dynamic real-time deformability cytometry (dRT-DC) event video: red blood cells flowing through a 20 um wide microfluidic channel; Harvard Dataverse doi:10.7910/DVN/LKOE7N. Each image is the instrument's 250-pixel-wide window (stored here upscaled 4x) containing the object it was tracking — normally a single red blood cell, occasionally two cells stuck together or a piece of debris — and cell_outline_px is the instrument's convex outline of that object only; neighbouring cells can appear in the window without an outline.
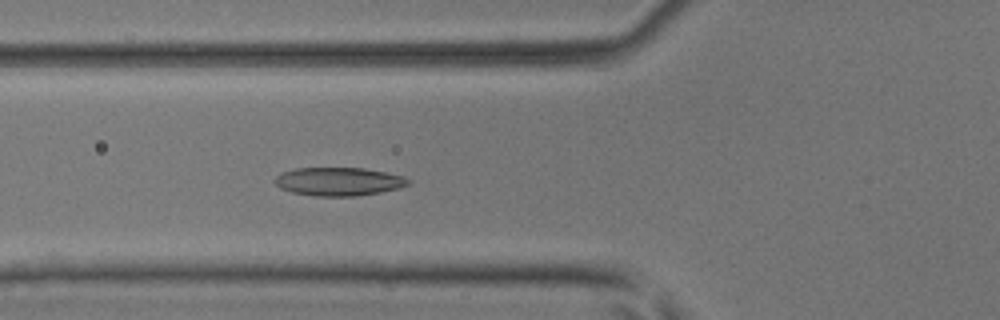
{"species": "common noctule bat (a hibernating species)", "species_latin": "Nyctalus noctula", "temperature_condition": "room temperature", "stored_images_in_passage": 36, "camera_frame_rate_fps": 3000, "um_per_image_px": 0.085, "animal": {"sex": "male", "body_mass_g": 17.9, "forearm_length_mm": 54.2}, "frame": {"image": 1, "passage_image": 9, "time_ms": 2.667, "image_size_px": [1000, 320], "cell_outline_px": [[412, 180], [408, 184], [400, 188], [380, 192], [356, 196], [316, 196], [292, 192], [280, 188], [272, 180], [280, 172], [296, 168], [364, 168], [404, 176]], "centroid_in_image_um": [28.77, 15.43], "position_along_channel_um": 97.0, "area_um2": 22.14}}
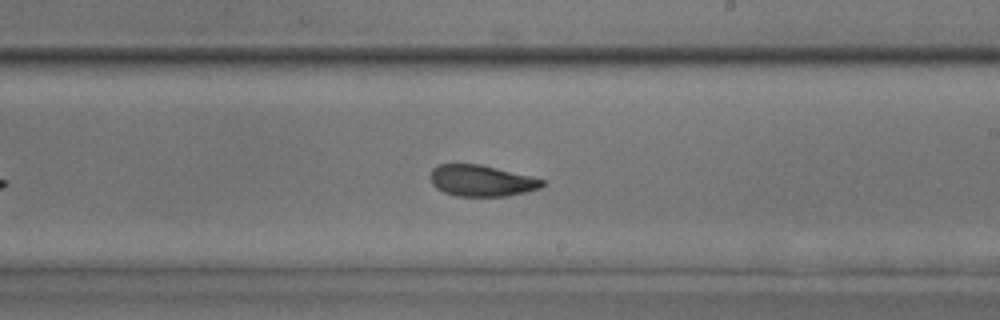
{"frame": {"image": 2, "passage_image": 20, "time_ms": 6.333, "image_size_px": [1000, 320], "cell_outline_px": [[544, 184], [540, 188], [508, 196], [456, 196], [444, 192], [436, 188], [432, 184], [432, 168], [440, 164], [480, 164], [544, 180]], "centroid_in_image_um": [40.9, 15.37], "position_along_channel_um": 248.1, "area_um2": 20.06}}
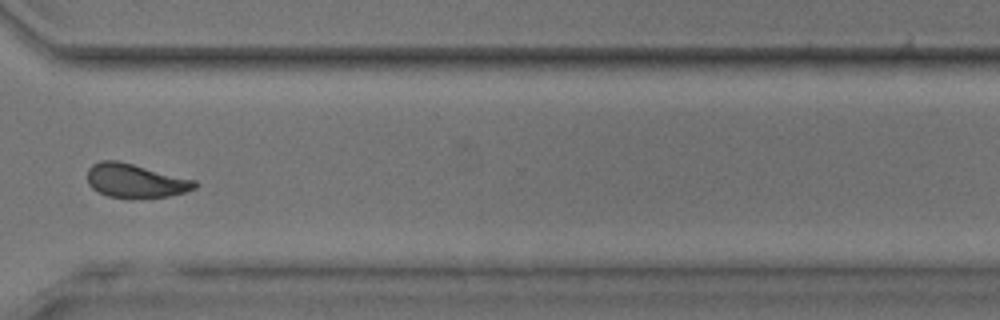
{"frame": {"image": 3, "passage_image": 28, "time_ms": 9.0, "image_size_px": [1000, 320], "cell_outline_px": [[196, 188], [184, 192], [168, 196], [132, 200], [108, 196], [92, 188], [88, 184], [88, 168], [92, 164], [100, 160], [116, 160], [196, 180]], "centroid_in_image_um": [11.49, 15.39], "position_along_channel_um": 359.1, "area_um2": 21.39}, "authors_computed_cell_mechanics": {"area_um2": 20.9814, "velocity_mm_per_s": 4.1336, "shape_relaxation_time_tau1_ms": 3.073, "shape_relaxation_time_tau2_ms": 2.2761, "deformation_change_tau1": 0.1105, "deformation_change_tau2": 0.0773}}